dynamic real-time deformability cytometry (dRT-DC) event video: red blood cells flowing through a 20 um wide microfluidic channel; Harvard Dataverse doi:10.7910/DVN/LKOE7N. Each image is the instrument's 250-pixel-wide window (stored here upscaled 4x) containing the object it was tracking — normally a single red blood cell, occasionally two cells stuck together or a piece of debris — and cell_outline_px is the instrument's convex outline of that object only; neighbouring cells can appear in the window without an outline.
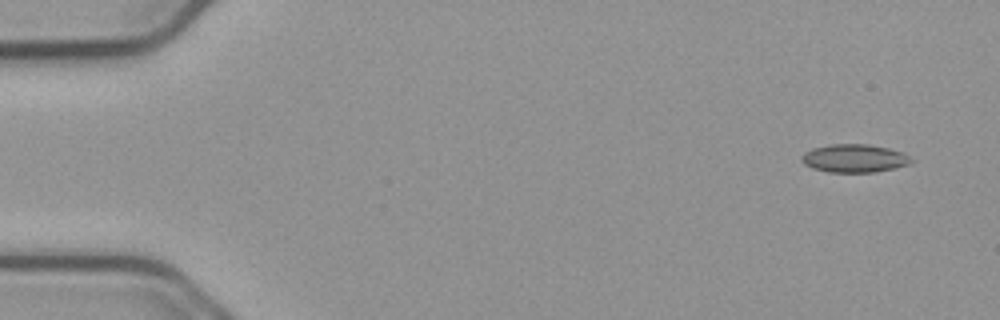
{"species": "common noctule bat (a hibernating species)", "species_latin": "Nyctalus noctula", "temperature_condition": "cold", "stored_images_in_passage": 52, "camera_frame_rate_fps": 3000, "um_per_image_px": 0.085, "animal": {"sex": "male", "body_mass_g": 23.1, "forearm_length_mm": 52.7}, "frame": {"image": 1, "passage_image": 1, "time_ms": 0.0, "image_size_px": [1000, 320], "cell_outline_px": [[912, 160], [908, 164], [892, 168], [872, 172], [828, 172], [812, 168], [804, 164], [804, 152], [812, 148], [832, 144], [868, 144], [888, 148], [900, 152], [908, 156]], "centroid_in_image_um": [72.59, 13.45], "position_along_channel_um": 12.4, "area_um2": 17.57}}
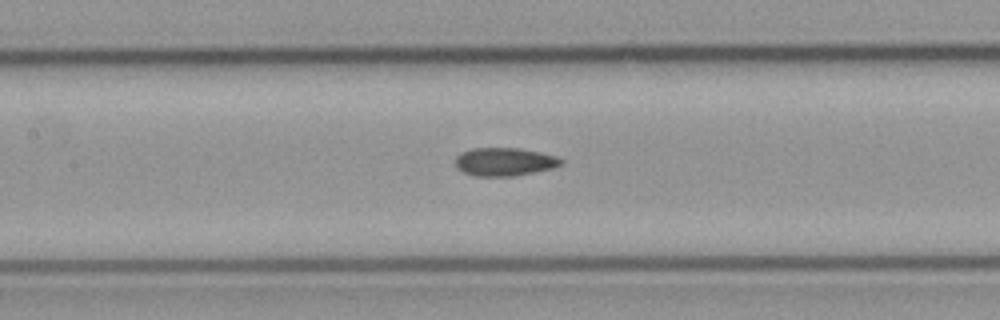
{"frame": {"image": 2, "passage_image": 23, "time_ms": 7.333, "image_size_px": [1000, 320], "cell_outline_px": [[564, 164], [552, 168], [516, 176], [472, 176], [456, 168], [456, 156], [460, 152], [472, 148], [520, 148], [540, 152], [556, 156], [564, 160]], "centroid_in_image_um": [42.88, 13.75], "position_along_channel_um": 164.5, "area_um2": 17.57}}
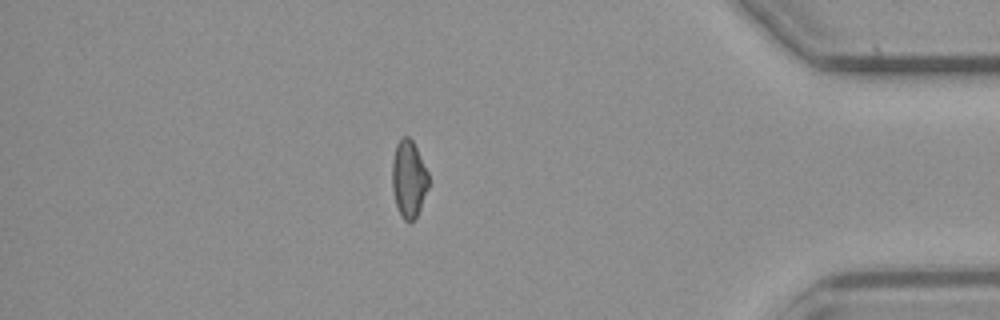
{"frame": {"image": 3, "passage_image": 45, "time_ms": 14.667, "image_size_px": [1000, 320], "cell_outline_px": [[428, 188], [420, 208], [416, 216], [408, 224], [400, 216], [396, 204], [392, 188], [392, 160], [396, 144], [404, 136], [408, 136], [412, 140], [428, 172]], "centroid_in_image_um": [34.73, 15.22], "position_along_channel_um": 400.5, "area_um2": 16.3}, "authors_computed_cell_mechanics": {"area_um2": 17.2244, "velocity_mm_per_s": 3.7627, "shape_relaxation_time_tau1_ms": null, "shape_relaxation_time_tau2_ms": 3.2199, "deformation_change_tau1": null, "deformation_change_tau2": 0.0954}}